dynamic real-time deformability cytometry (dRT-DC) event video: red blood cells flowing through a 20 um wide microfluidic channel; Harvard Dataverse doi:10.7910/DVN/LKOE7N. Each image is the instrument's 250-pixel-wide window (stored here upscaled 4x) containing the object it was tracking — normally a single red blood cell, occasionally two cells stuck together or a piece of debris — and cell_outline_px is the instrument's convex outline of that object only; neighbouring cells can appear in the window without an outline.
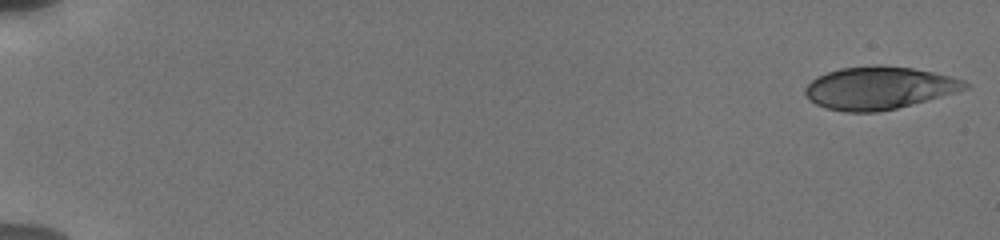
{"species": "human", "species_latin": "Homo sapiens", "temperature_condition": "cold", "stored_images_in_passage": 55, "camera_frame_rate_fps": 3000, "um_per_image_px": 0.085, "donor": {"sex": "male"}, "frame": {"image": 1, "passage_image": 1, "time_ms": 0.0, "image_size_px": [1000, 240], "cell_outline_px": [[968, 88], [956, 92], [896, 108], [876, 112], [844, 112], [824, 108], [816, 104], [804, 92], [804, 88], [812, 80], [828, 72], [840, 68], [872, 64], [880, 64], [912, 68], [952, 76], [964, 80], [968, 84]], "centroid_in_image_um": [74.71, 7.46], "position_along_channel_um": 10.3, "area_um2": 39.59}}
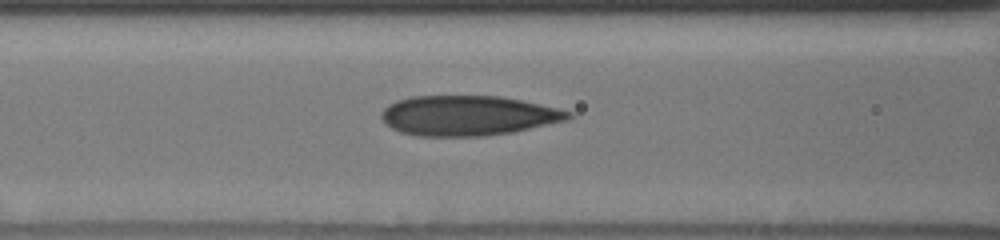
{"frame": {"image": 2, "passage_image": 36, "time_ms": 8.0, "image_size_px": [1000, 240], "cell_outline_px": [[572, 116], [568, 120], [512, 132], [484, 136], [416, 136], [400, 132], [392, 128], [380, 116], [380, 112], [388, 104], [396, 100], [412, 96], [500, 96], [560, 108], [572, 112]], "centroid_in_image_um": [39.77, 9.82], "position_along_channel_um": 126.8, "area_um2": 43.64}}
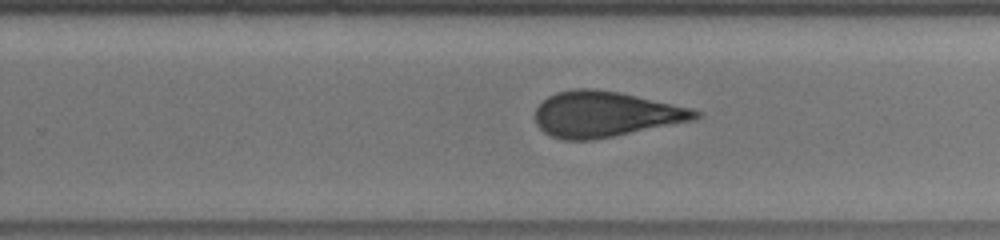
{"frame": {"image": 3, "passage_image": 54, "time_ms": 12.0, "image_size_px": [1000, 240], "cell_outline_px": [[704, 112], [696, 120], [592, 140], [564, 140], [552, 136], [544, 132], [536, 124], [536, 108], [548, 96], [556, 92], [572, 88], [592, 88], [620, 92], [692, 108]], "centroid_in_image_um": [51.47, 9.7], "position_along_channel_um": 278.3, "area_um2": 42.66}}